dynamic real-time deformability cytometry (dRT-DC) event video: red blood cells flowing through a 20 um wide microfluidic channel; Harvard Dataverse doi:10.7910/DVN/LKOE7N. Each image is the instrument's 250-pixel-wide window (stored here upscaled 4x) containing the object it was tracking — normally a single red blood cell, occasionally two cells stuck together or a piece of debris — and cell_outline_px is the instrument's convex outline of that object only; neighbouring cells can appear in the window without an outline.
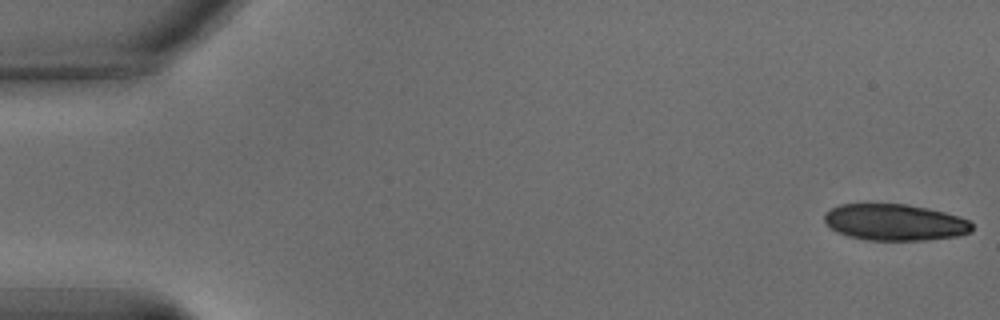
{"species": "common noctule bat (a hibernating species)", "species_latin": "Nyctalus noctula", "temperature_condition": "warm", "stored_images_in_passage": 25, "camera_frame_rate_fps": 3000, "um_per_image_px": 0.085, "animal": {"sex": "male", "body_mass_g": 15.6}, "frame": {"image": 1, "passage_image": 1, "time_ms": 0.0, "image_size_px": [1000, 320], "cell_outline_px": [[972, 232], [956, 236], [928, 240], [868, 240], [848, 236], [836, 232], [824, 220], [824, 212], [840, 204], [908, 204], [928, 208], [944, 212], [968, 220], [972, 224]], "centroid_in_image_um": [76.05, 18.89], "position_along_channel_um": 9.0, "area_um2": 31.33}}
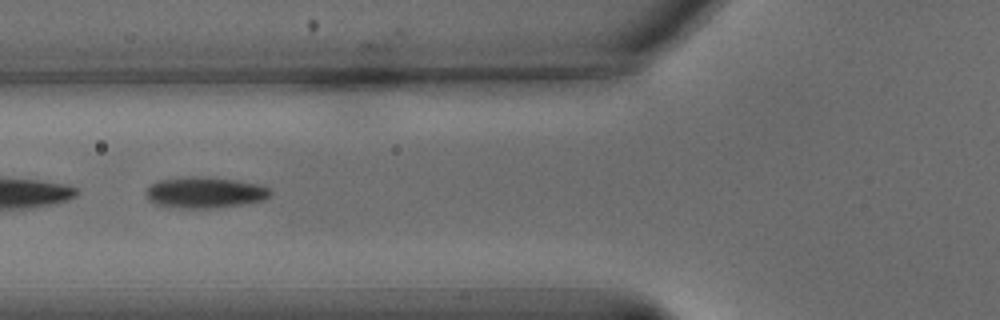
{"frame": {"image": 2, "passage_image": 22, "time_ms": 7.0, "image_size_px": [1000, 320], "cell_outline_px": [[272, 192], [264, 200], [244, 204], [212, 208], [176, 208], [156, 204], [148, 200], [144, 192], [152, 184], [160, 180], [188, 176], [196, 176], [236, 180], [256, 184], [268, 188]], "centroid_in_image_um": [17.38, 16.37], "position_along_channel_um": 108.4, "area_um2": 22.43}}